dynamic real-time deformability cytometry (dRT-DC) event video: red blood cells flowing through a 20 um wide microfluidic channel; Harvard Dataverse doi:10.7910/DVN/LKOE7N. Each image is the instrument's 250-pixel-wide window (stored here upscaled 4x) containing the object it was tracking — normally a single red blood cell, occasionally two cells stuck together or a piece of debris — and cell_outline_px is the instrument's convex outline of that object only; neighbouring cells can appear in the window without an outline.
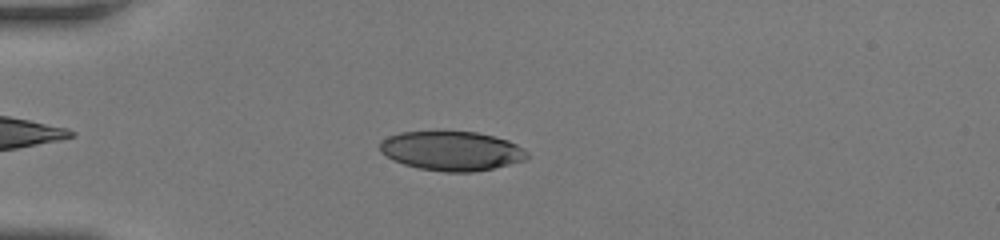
{"species": "human", "species_latin": "Homo sapiens", "temperature_condition": "room temperature", "stored_images_in_passage": 42, "camera_frame_rate_fps": 3000, "um_per_image_px": 0.085, "donor": {"sex": "female"}, "frame": {"image": 1, "passage_image": 6, "time_ms": 1.667, "image_size_px": [1000, 240], "cell_outline_px": [[528, 160], [492, 168], [472, 172], [444, 172], [420, 168], [404, 164], [392, 160], [380, 152], [380, 140], [388, 136], [400, 132], [476, 132], [508, 140], [516, 144], [528, 152]], "centroid_in_image_um": [38.38, 12.83], "position_along_channel_um": 46.6, "area_um2": 33.7}}
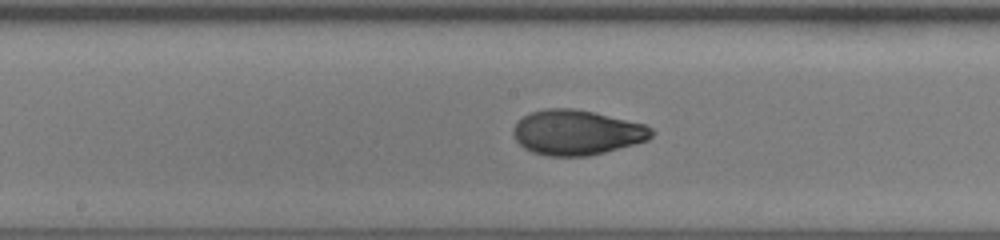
{"frame": {"image": 2, "passage_image": 19, "time_ms": 6.0, "image_size_px": [1000, 240], "cell_outline_px": [[656, 132], [648, 140], [604, 152], [588, 156], [548, 156], [532, 152], [524, 148], [516, 140], [512, 132], [512, 128], [524, 116], [532, 112], [548, 108], [572, 108], [592, 112], [644, 124], [652, 128]], "centroid_in_image_um": [49.02, 11.27], "position_along_channel_um": 199.2, "area_um2": 36.01}}
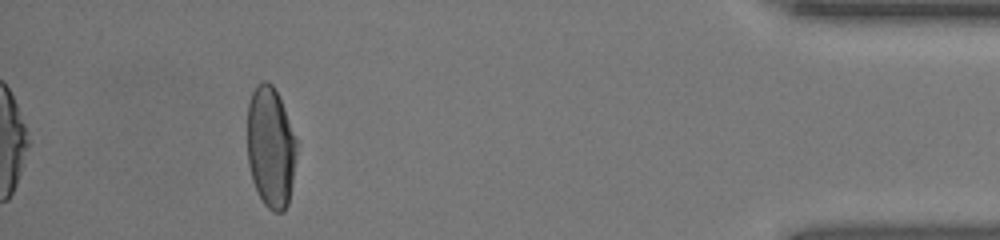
{"frame": {"image": 3, "passage_image": 38, "time_ms": 12.333, "image_size_px": [1000, 240], "cell_outline_px": [[296, 152], [292, 180], [288, 204], [284, 212], [272, 212], [264, 204], [252, 180], [248, 164], [248, 104], [252, 92], [256, 84], [260, 80], [268, 80], [272, 84], [284, 108], [296, 140]], "centroid_in_image_um": [22.99, 12.5], "position_along_channel_um": 412.2, "area_um2": 34.56}, "authors_computed_cell_mechanics": {"area_um2": 35.7493, "velocity_mm_per_s": 4.2013, "shape_relaxation_time_tau1_ms": 4.422, "shape_relaxation_time_tau2_ms": 0.9913, "deformation_change_tau1": 0.2098, "deformation_change_tau2": 0.0548}}